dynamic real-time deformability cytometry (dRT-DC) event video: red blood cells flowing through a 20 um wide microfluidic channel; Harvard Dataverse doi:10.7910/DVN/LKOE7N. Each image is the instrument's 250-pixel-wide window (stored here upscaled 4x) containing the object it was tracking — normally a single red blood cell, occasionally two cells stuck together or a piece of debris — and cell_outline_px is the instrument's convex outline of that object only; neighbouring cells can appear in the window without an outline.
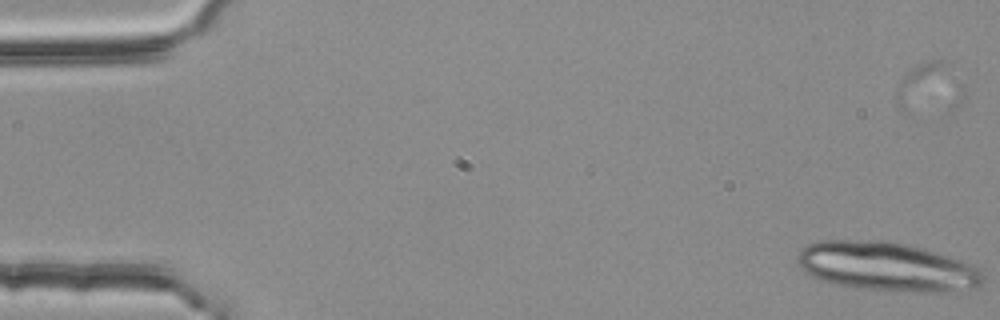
{"species": "common noctule bat (a hibernating species)", "species_latin": "Nyctalus noctula", "temperature_condition": "room temperature", "stored_images_in_passage": 22, "camera_frame_rate_fps": 3000, "um_per_image_px": 0.085, "animal": {"sex": "female", "body_mass_g": 25.1}, "frame": {"image": 1, "passage_image": 3, "time_ms": 0.667, "image_size_px": [1000, 320], "cell_outline_px": [[984, 284], [976, 288], [944, 292], [904, 292], [856, 288], [836, 284], [812, 276], [804, 272], [800, 268], [796, 256], [800, 248], [808, 244], [820, 240], [884, 240], [908, 244], [924, 248], [972, 264], [980, 268], [984, 272]], "centroid_in_image_um": [75.41, 22.66], "position_along_channel_um": 9.6, "area_um2": 53.81}}